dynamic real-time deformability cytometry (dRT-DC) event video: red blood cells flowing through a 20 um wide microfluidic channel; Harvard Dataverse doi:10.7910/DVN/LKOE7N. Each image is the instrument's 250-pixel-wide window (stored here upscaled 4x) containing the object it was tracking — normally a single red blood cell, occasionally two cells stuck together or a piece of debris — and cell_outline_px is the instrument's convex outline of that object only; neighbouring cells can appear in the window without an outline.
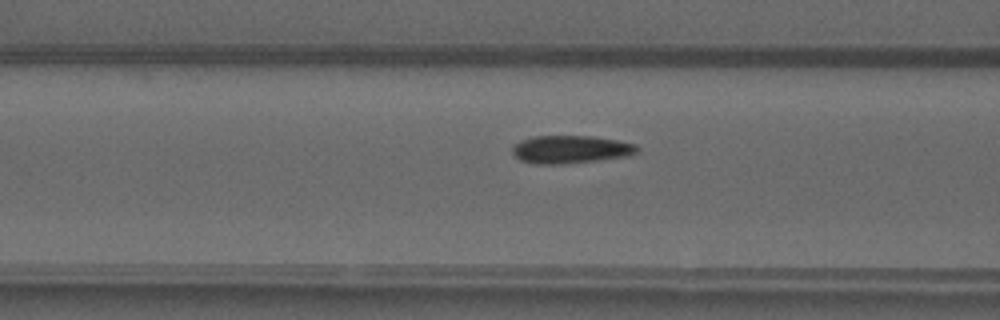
{"species": "common noctule bat (a hibernating species)", "species_latin": "Nyctalus noctula", "temperature_condition": "warm", "stored_images_in_passage": 38, "camera_frame_rate_fps": 3000, "um_per_image_px": 0.085, "animal": {"sex": "male", "forearm_length_mm": 52.5}, "frame": {"image": 1, "passage_image": 9, "time_ms": 2.667, "image_size_px": [1000, 320], "cell_outline_px": [[640, 148], [632, 156], [596, 160], [556, 164], [536, 164], [520, 160], [512, 152], [512, 148], [520, 140], [532, 136], [592, 136], [616, 140], [636, 144]], "centroid_in_image_um": [48.52, 12.69], "position_along_channel_um": 118.1, "area_um2": 20.23}}
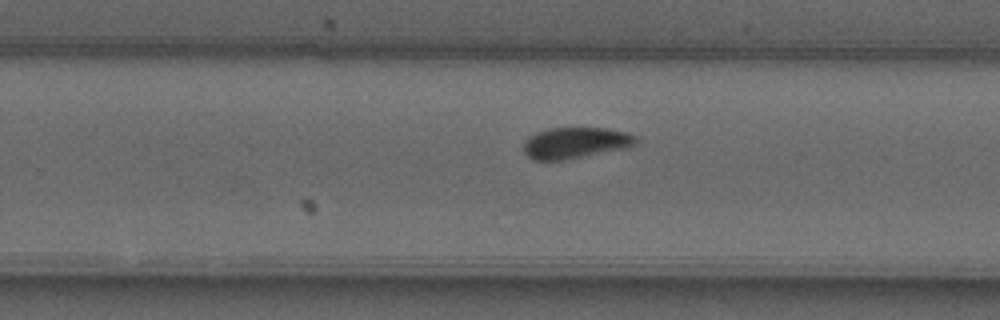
{"frame": {"image": 2, "passage_image": 21, "time_ms": 6.667, "image_size_px": [1000, 320], "cell_outline_px": [[636, 144], [632, 148], [564, 160], [532, 160], [524, 152], [524, 140], [528, 136], [536, 132], [548, 128], [608, 128], [628, 132], [636, 140]], "centroid_in_image_um": [48.92, 12.15], "position_along_channel_um": 280.9, "area_um2": 20.75}}
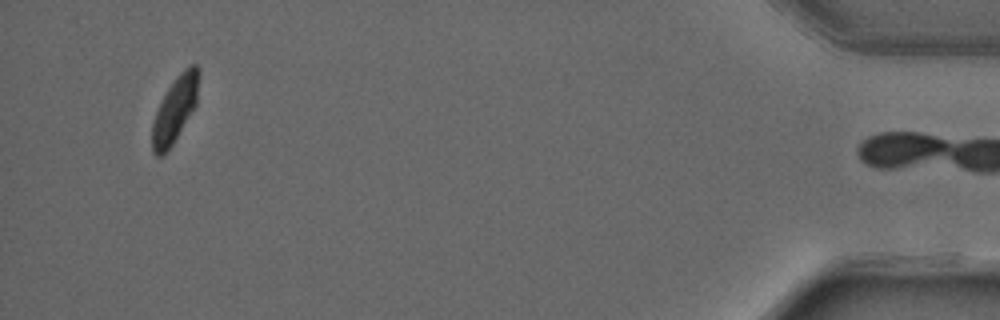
{"frame": {"image": 3, "passage_image": 37, "time_ms": 12.0, "image_size_px": [1000, 320], "cell_outline_px": [[200, 76], [196, 104], [172, 144], [164, 156], [156, 156], [152, 152], [152, 124], [156, 112], [168, 88], [176, 76], [184, 68], [192, 64], [196, 64], [200, 68]], "centroid_in_image_um": [14.88, 9.27], "position_along_channel_um": 420.3, "area_um2": 17.69}}